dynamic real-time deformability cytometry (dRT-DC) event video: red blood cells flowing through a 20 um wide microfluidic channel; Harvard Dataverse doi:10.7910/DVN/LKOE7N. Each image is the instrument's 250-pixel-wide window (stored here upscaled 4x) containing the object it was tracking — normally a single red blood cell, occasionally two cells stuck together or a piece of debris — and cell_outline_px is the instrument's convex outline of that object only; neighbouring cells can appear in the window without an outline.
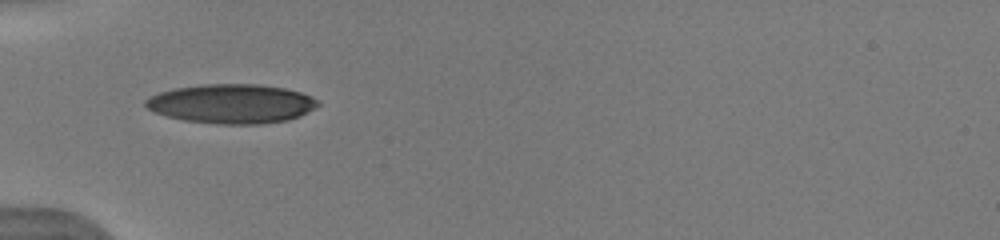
{"species": "human", "species_latin": "Homo sapiens", "temperature_condition": "warm", "stored_images_in_passage": 49, "camera_frame_rate_fps": 3000, "um_per_image_px": 0.085, "donor": {"sex": "male"}, "frame": {"image": 1, "passage_image": 1, "time_ms": 0.0, "image_size_px": [1000, 240], "cell_outline_px": [[320, 104], [316, 108], [300, 116], [288, 120], [260, 124], [216, 124], [184, 120], [168, 116], [156, 112], [148, 108], [144, 104], [144, 100], [160, 92], [176, 88], [204, 84], [260, 84], [284, 88], [300, 92], [312, 96], [320, 100]], "centroid_in_image_um": [19.74, 8.82], "position_along_channel_um": 65.3, "area_um2": 39.48}}
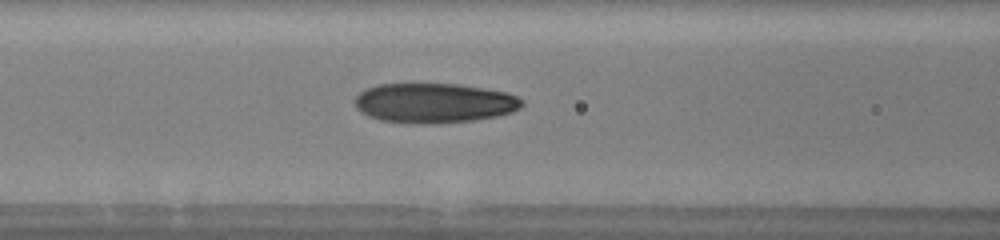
{"frame": {"image": 2, "passage_image": 9, "time_ms": 1.667, "image_size_px": [1000, 240], "cell_outline_px": [[524, 104], [520, 108], [512, 112], [496, 116], [472, 120], [436, 124], [420, 124], [380, 120], [368, 116], [360, 112], [356, 108], [356, 96], [360, 92], [368, 88], [380, 84], [460, 84], [508, 92], [524, 100]], "centroid_in_image_um": [36.93, 8.76], "position_along_channel_um": 129.7, "area_um2": 38.84}}
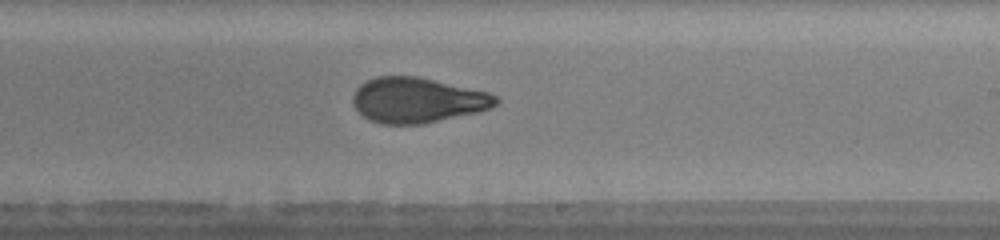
{"frame": {"image": 3, "passage_image": 22, "time_ms": 4.667, "image_size_px": [1000, 240], "cell_outline_px": [[500, 100], [492, 108], [480, 112], [424, 124], [380, 124], [368, 120], [352, 104], [352, 96], [356, 88], [360, 84], [376, 76], [416, 76], [488, 92], [496, 96]], "centroid_in_image_um": [35.47, 8.53], "position_along_channel_um": 253.5, "area_um2": 37.92}, "authors_computed_cell_mechanics": {"area_um2": 38.0902, "velocity_mm_per_s": 4.121, "shape_relaxation_time_tau1_ms": 4.4677, "shape_relaxation_time_tau2_ms": 1.2458, "deformation_change_tau1": 0.2039, "deformation_change_tau2": 0.0774}}